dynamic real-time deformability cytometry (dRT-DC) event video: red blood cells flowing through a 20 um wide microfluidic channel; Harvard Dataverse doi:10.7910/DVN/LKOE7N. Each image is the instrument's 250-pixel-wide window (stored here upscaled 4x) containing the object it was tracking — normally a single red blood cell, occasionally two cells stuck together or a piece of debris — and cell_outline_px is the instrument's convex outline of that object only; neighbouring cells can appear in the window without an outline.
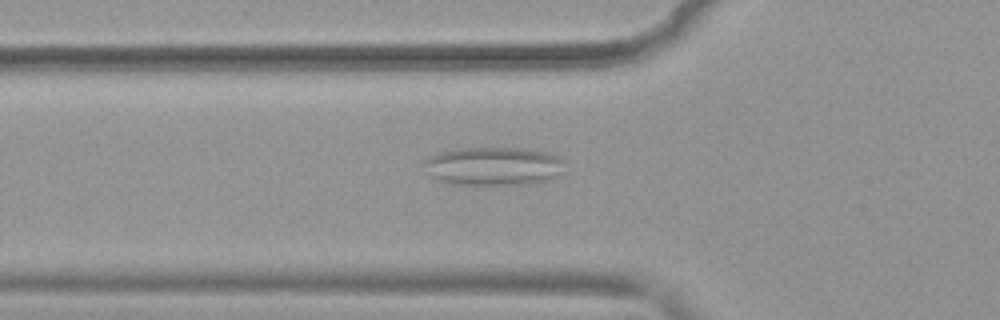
{"species": "common noctule bat (a hibernating species)", "species_latin": "Nyctalus noctula", "temperature_condition": "warm", "stored_images_in_passage": 36, "camera_frame_rate_fps": 3000, "um_per_image_px": 0.085, "animal": {"sex": "female", "body_mass_g": 19.9}, "frame": {"image": 1, "passage_image": 2, "time_ms": 0.333, "image_size_px": [1000, 320], "cell_outline_px": [[564, 160], [552, 176], [544, 180], [496, 184], [468, 184], [444, 180], [432, 176], [424, 160], [428, 156], [440, 152], [456, 148], [528, 148], [548, 152], [560, 156]], "centroid_in_image_um": [41.91, 14.05], "position_along_channel_um": 83.9, "area_um2": 30.06}}
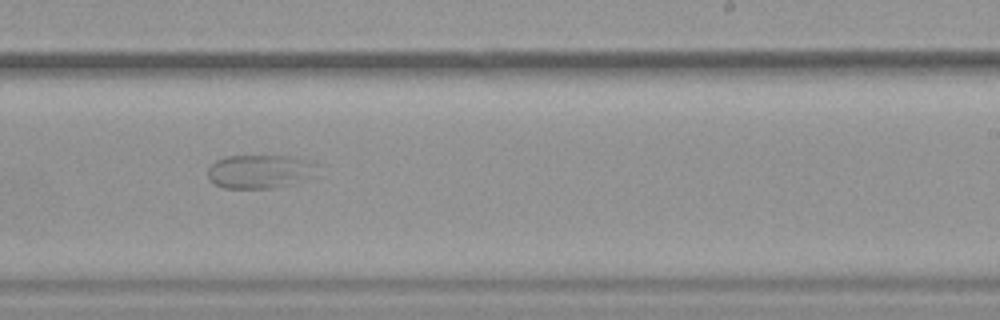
{"frame": {"image": 2, "passage_image": 16, "time_ms": 5.0, "image_size_px": [1000, 320], "cell_outline_px": [[320, 164], [308, 176], [288, 184], [272, 188], [224, 188], [216, 184], [208, 176], [208, 168], [216, 160], [224, 156], [288, 156], [312, 160]], "centroid_in_image_um": [22.05, 14.55], "position_along_channel_um": 267.0, "area_um2": 21.1}}
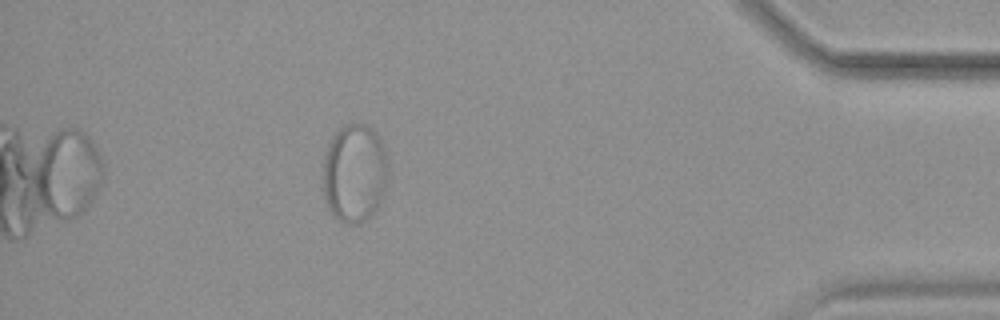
{"frame": {"image": 3, "passage_image": 30, "time_ms": 9.667, "image_size_px": [1000, 320], "cell_outline_px": [[388, 176], [384, 196], [376, 208], [360, 224], [352, 224], [340, 220], [332, 216], [328, 208], [324, 192], [324, 152], [332, 136], [344, 124], [368, 124], [380, 136], [388, 156]], "centroid_in_image_um": [30.17, 14.68], "position_along_channel_um": 405.0, "area_um2": 37.92}}